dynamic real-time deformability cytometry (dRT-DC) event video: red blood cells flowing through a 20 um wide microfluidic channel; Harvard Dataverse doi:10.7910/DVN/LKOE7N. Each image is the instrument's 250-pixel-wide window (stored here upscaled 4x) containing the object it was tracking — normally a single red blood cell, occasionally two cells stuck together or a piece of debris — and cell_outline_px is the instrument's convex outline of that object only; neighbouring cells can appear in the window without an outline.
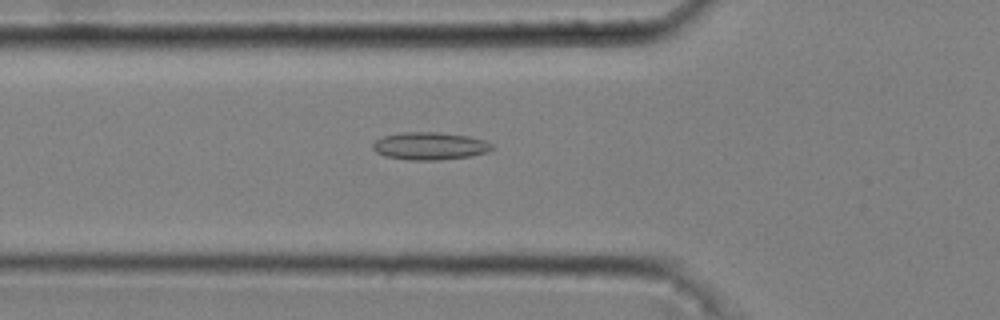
{"species": "common noctule bat (a hibernating species)", "species_latin": "Nyctalus noctula", "temperature_condition": "cold", "stored_images_in_passage": 50, "camera_frame_rate_fps": 3000, "um_per_image_px": 0.085, "animal": {"sex": "male", "body_mass_g": 20.4}, "frame": {"image": 1, "passage_image": 19, "time_ms": 6.0, "image_size_px": [1000, 320], "cell_outline_px": [[492, 148], [488, 152], [468, 156], [436, 160], [408, 160], [384, 156], [376, 152], [372, 148], [372, 144], [376, 140], [384, 136], [404, 132], [436, 132], [468, 136], [484, 140], [492, 144]], "centroid_in_image_um": [36.5, 12.41], "position_along_channel_um": 89.3, "area_um2": 19.02}}
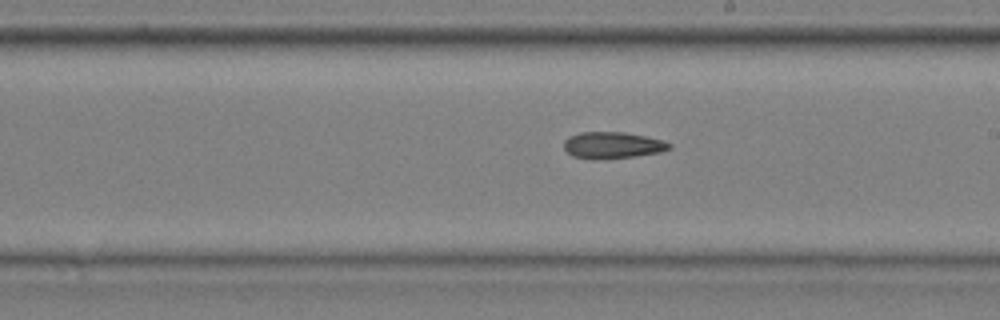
{"frame": {"image": 2, "passage_image": 31, "time_ms": 10.0, "image_size_px": [1000, 320], "cell_outline_px": [[672, 148], [660, 152], [636, 156], [572, 156], [564, 148], [564, 140], [568, 136], [580, 132], [624, 132], [664, 140], [672, 144]], "centroid_in_image_um": [52.12, 12.28], "position_along_channel_um": 236.9, "area_um2": 15.55}}
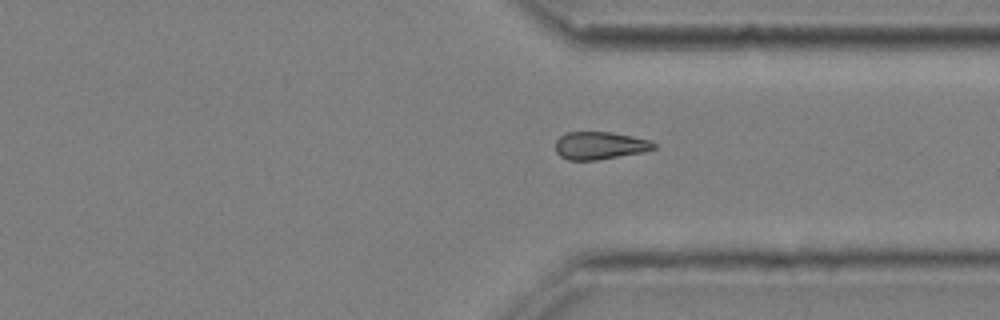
{"frame": {"image": 3, "passage_image": 41, "time_ms": 13.333, "image_size_px": [1000, 320], "cell_outline_px": [[656, 148], [644, 152], [596, 160], [568, 160], [560, 156], [556, 152], [556, 140], [560, 136], [568, 132], [612, 132], [632, 136], [648, 140], [656, 144]], "centroid_in_image_um": [50.98, 12.37], "position_along_channel_um": 360.4, "area_um2": 15.84}}